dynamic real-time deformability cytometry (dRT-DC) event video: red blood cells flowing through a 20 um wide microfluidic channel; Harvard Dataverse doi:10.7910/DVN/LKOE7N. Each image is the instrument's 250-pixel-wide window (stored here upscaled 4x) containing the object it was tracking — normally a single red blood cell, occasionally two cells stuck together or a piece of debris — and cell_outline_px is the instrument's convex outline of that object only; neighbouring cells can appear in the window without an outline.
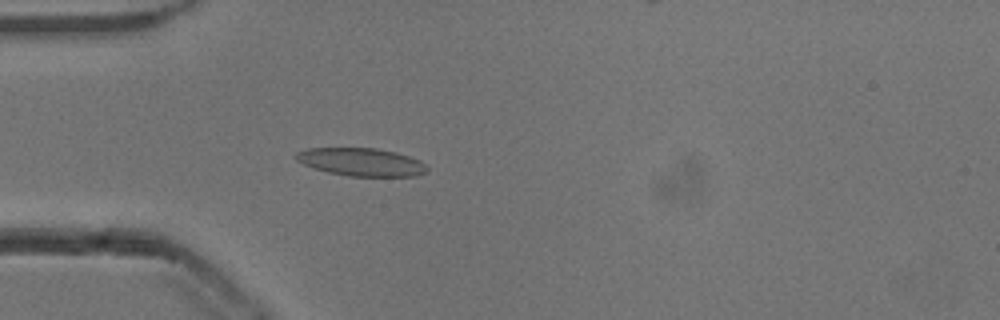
{"species": "common noctule bat (a hibernating species)", "species_latin": "Nyctalus noctula", "temperature_condition": "cold", "stored_images_in_passage": 51, "camera_frame_rate_fps": 3000, "um_per_image_px": 0.085, "animal": {"sex": "male", "body_mass_g": 13.3}, "frame": {"image": 1, "passage_image": 12, "time_ms": 3.667, "image_size_px": [1000, 320], "cell_outline_px": [[428, 172], [416, 176], [348, 176], [328, 172], [304, 164], [296, 160], [296, 152], [308, 148], [376, 148], [396, 152], [420, 160], [428, 168]], "centroid_in_image_um": [30.74, 13.77], "position_along_channel_um": 54.3, "area_um2": 21.27}}
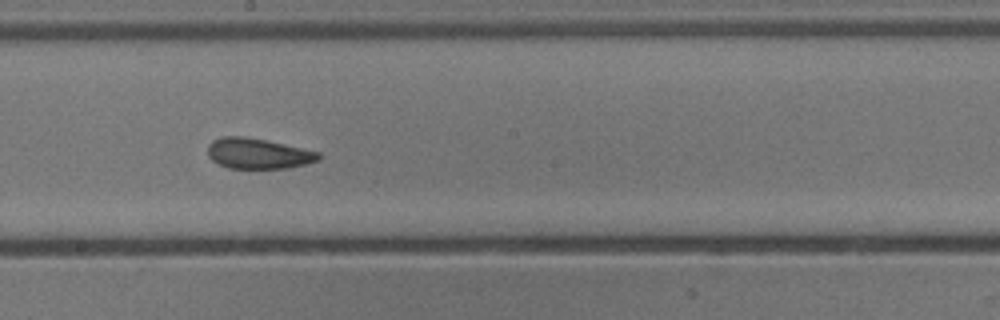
{"frame": {"image": 2, "passage_image": 26, "time_ms": 8.333, "image_size_px": [1000, 320], "cell_outline_px": [[320, 160], [288, 168], [228, 168], [212, 160], [208, 156], [208, 144], [212, 140], [220, 136], [244, 136], [268, 140], [320, 152]], "centroid_in_image_um": [21.92, 13.03], "position_along_channel_um": 226.3, "area_um2": 19.83}}
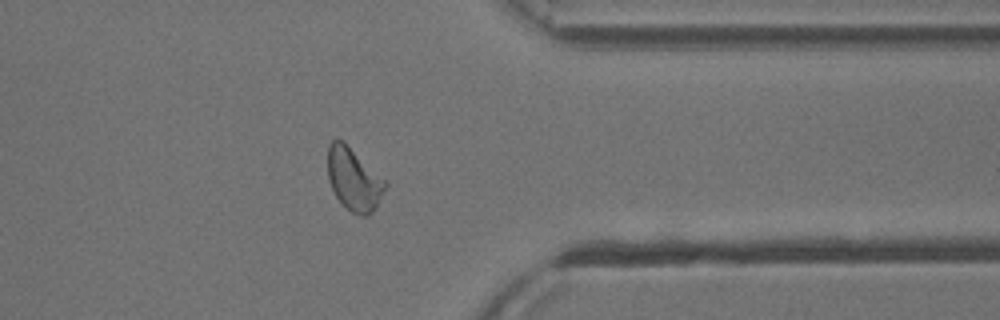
{"frame": {"image": 3, "passage_image": 39, "time_ms": 12.667, "image_size_px": [1000, 320], "cell_outline_px": [[388, 184], [372, 212], [368, 216], [360, 216], [352, 212], [336, 196], [328, 180], [328, 144], [332, 140], [344, 140], [388, 180]], "centroid_in_image_um": [30.1, 15.19], "position_along_channel_um": 381.3, "area_um2": 21.27}, "authors_computed_cell_mechanics": {"area_um2": 20.5768, "velocity_mm_per_s": 3.8284, "shape_relaxation_time_tau1_ms": 7.3006, "shape_relaxation_time_tau2_ms": 1.9548, "deformation_change_tau1": 0.1392, "deformation_change_tau2": 0.0982}}